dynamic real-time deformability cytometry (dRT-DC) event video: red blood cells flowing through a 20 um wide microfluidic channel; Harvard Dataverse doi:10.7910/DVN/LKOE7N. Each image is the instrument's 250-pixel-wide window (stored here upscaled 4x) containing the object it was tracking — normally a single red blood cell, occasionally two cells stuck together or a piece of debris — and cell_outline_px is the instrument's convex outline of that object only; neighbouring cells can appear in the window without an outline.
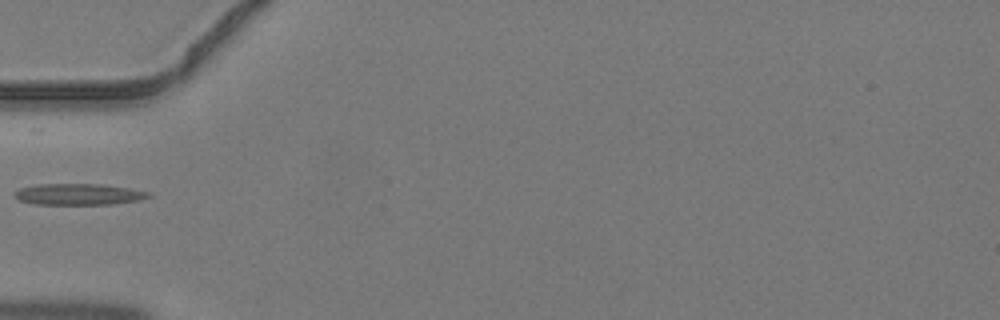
{"species": "common noctule bat (a hibernating species)", "species_latin": "Nyctalus noctula", "temperature_condition": "warm", "stored_images_in_passage": 4, "camera_frame_rate_fps": 3000, "um_per_image_px": 0.085, "animal": {"sex": "male", "body_mass_g": 19.2, "forearm_length_mm": 51.8}, "frame": {"image": 1, "passage_image": 4, "time_ms": 1.0, "image_size_px": [1000, 320], "cell_outline_px": [[152, 196], [140, 200], [112, 204], [32, 204], [20, 200], [16, 196], [16, 192], [20, 188], [40, 184], [100, 184], [128, 188], [148, 192]], "centroid_in_image_um": [6.71, 16.52], "position_along_channel_um": 78.3, "area_um2": 16.36}}